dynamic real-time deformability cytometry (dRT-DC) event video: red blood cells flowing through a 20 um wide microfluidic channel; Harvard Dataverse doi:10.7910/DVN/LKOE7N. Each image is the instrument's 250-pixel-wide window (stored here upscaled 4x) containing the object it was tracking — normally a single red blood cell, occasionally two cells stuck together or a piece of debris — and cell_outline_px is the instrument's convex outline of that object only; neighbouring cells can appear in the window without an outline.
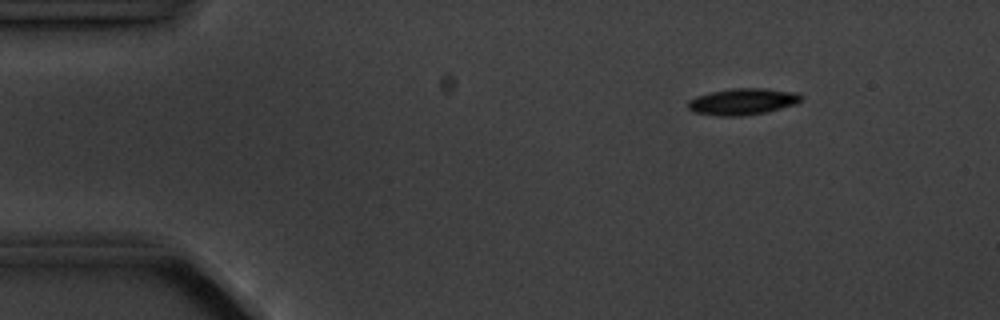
{"species": "common noctule bat (a hibernating species)", "species_latin": "Nyctalus noctula", "temperature_condition": "cold", "stored_images_in_passage": 7, "camera_frame_rate_fps": 3000, "um_per_image_px": 0.085, "animal": {"sex": "male", "body_mass_g": 20.1, "forearm_length_mm": 53.5}, "frame": {"image": 1, "passage_image": 2, "time_ms": 1.0, "image_size_px": [1000, 320], "cell_outline_px": [[800, 100], [796, 104], [768, 112], [740, 116], [720, 116], [696, 112], [688, 108], [688, 100], [696, 96], [712, 92], [732, 88], [764, 88], [796, 92], [800, 96]], "centroid_in_image_um": [63.12, 8.63], "position_along_channel_um": 21.9, "area_um2": 17.34}}
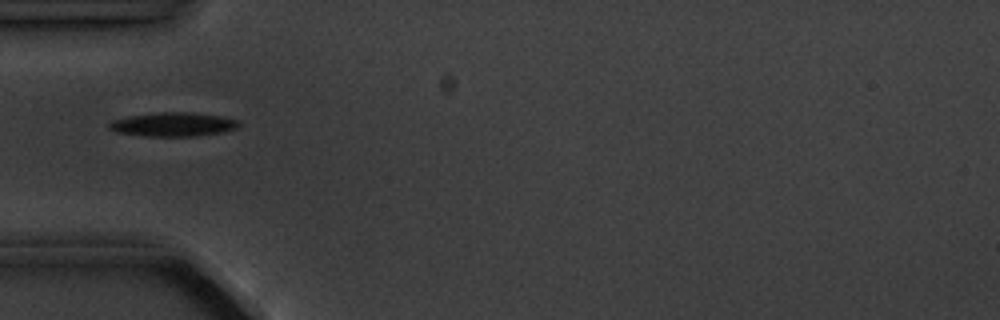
{"frame": {"image": 2, "passage_image": 5, "time_ms": 4.333, "image_size_px": [1000, 320], "cell_outline_px": [[240, 124], [236, 128], [220, 132], [192, 136], [144, 136], [116, 132], [108, 128], [108, 124], [112, 120], [128, 116], [160, 112], [192, 112], [220, 116], [240, 120]], "centroid_in_image_um": [14.69, 10.56], "position_along_channel_um": 70.3, "area_um2": 18.03}}